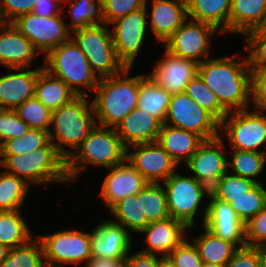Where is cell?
Returning <instances> with one entry per match:
<instances>
[{"instance_id": "6da1fadb", "label": "cell", "mask_w": 266, "mask_h": 267, "mask_svg": "<svg viewBox=\"0 0 266 267\" xmlns=\"http://www.w3.org/2000/svg\"><path fill=\"white\" fill-rule=\"evenodd\" d=\"M236 57H210L198 64L199 77L228 112L247 109L251 100L248 58L238 62Z\"/></svg>"}, {"instance_id": "7a4b0ae2", "label": "cell", "mask_w": 266, "mask_h": 267, "mask_svg": "<svg viewBox=\"0 0 266 267\" xmlns=\"http://www.w3.org/2000/svg\"><path fill=\"white\" fill-rule=\"evenodd\" d=\"M130 69L125 68L119 74L99 78L92 101L94 115L99 119L96 124L115 128L137 108L140 75L126 78Z\"/></svg>"}, {"instance_id": "3957f363", "label": "cell", "mask_w": 266, "mask_h": 267, "mask_svg": "<svg viewBox=\"0 0 266 267\" xmlns=\"http://www.w3.org/2000/svg\"><path fill=\"white\" fill-rule=\"evenodd\" d=\"M66 159V172L69 182L81 172L86 171L84 165L112 166L126 160L127 148L123 145L115 128L96 124L87 138Z\"/></svg>"}, {"instance_id": "277c9868", "label": "cell", "mask_w": 266, "mask_h": 267, "mask_svg": "<svg viewBox=\"0 0 266 267\" xmlns=\"http://www.w3.org/2000/svg\"><path fill=\"white\" fill-rule=\"evenodd\" d=\"M85 95H78L71 102L52 110L49 140L57 151L67 159L87 138L90 130L96 125L92 102L89 104ZM57 140V142H56ZM71 147L72 150L64 148Z\"/></svg>"}, {"instance_id": "5b68a950", "label": "cell", "mask_w": 266, "mask_h": 267, "mask_svg": "<svg viewBox=\"0 0 266 267\" xmlns=\"http://www.w3.org/2000/svg\"><path fill=\"white\" fill-rule=\"evenodd\" d=\"M2 166L8 169L5 172L23 178L28 184L70 183L66 159L50 141L25 155H2Z\"/></svg>"}, {"instance_id": "8992f818", "label": "cell", "mask_w": 266, "mask_h": 267, "mask_svg": "<svg viewBox=\"0 0 266 267\" xmlns=\"http://www.w3.org/2000/svg\"><path fill=\"white\" fill-rule=\"evenodd\" d=\"M45 62L47 64L43 69L61 79L77 95L87 96L88 93L75 85L85 87L94 93L99 78L91 70L86 55L71 38L51 50L45 56Z\"/></svg>"}, {"instance_id": "52a82bcc", "label": "cell", "mask_w": 266, "mask_h": 267, "mask_svg": "<svg viewBox=\"0 0 266 267\" xmlns=\"http://www.w3.org/2000/svg\"><path fill=\"white\" fill-rule=\"evenodd\" d=\"M106 24H98L73 31L71 39L86 55L91 70L98 78L110 77L119 74L124 65L118 60L111 30ZM97 72V73H96Z\"/></svg>"}, {"instance_id": "ba28073f", "label": "cell", "mask_w": 266, "mask_h": 267, "mask_svg": "<svg viewBox=\"0 0 266 267\" xmlns=\"http://www.w3.org/2000/svg\"><path fill=\"white\" fill-rule=\"evenodd\" d=\"M167 208L170 217L183 222L188 228L194 225V216L210 190L194 177L173 173L164 182Z\"/></svg>"}, {"instance_id": "9c48e42d", "label": "cell", "mask_w": 266, "mask_h": 267, "mask_svg": "<svg viewBox=\"0 0 266 267\" xmlns=\"http://www.w3.org/2000/svg\"><path fill=\"white\" fill-rule=\"evenodd\" d=\"M164 124L196 133L204 140L220 136V122L185 92L171 95Z\"/></svg>"}, {"instance_id": "30bf717a", "label": "cell", "mask_w": 266, "mask_h": 267, "mask_svg": "<svg viewBox=\"0 0 266 267\" xmlns=\"http://www.w3.org/2000/svg\"><path fill=\"white\" fill-rule=\"evenodd\" d=\"M37 237L43 246L46 267H62V263L78 266L91 258L90 232L71 229Z\"/></svg>"}, {"instance_id": "8fae6325", "label": "cell", "mask_w": 266, "mask_h": 267, "mask_svg": "<svg viewBox=\"0 0 266 267\" xmlns=\"http://www.w3.org/2000/svg\"><path fill=\"white\" fill-rule=\"evenodd\" d=\"M230 114V115H229ZM232 149L264 152L258 149L266 144V115L247 109L231 111L220 122Z\"/></svg>"}, {"instance_id": "7c38bea8", "label": "cell", "mask_w": 266, "mask_h": 267, "mask_svg": "<svg viewBox=\"0 0 266 267\" xmlns=\"http://www.w3.org/2000/svg\"><path fill=\"white\" fill-rule=\"evenodd\" d=\"M62 15L40 17L27 13L18 17L12 24L33 44L36 51L45 56L61 43L71 38Z\"/></svg>"}, {"instance_id": "4fadbf2b", "label": "cell", "mask_w": 266, "mask_h": 267, "mask_svg": "<svg viewBox=\"0 0 266 267\" xmlns=\"http://www.w3.org/2000/svg\"><path fill=\"white\" fill-rule=\"evenodd\" d=\"M147 0L144 8L112 21L111 33L118 60L125 68H132L133 62L144 43L147 30Z\"/></svg>"}, {"instance_id": "5bb4252c", "label": "cell", "mask_w": 266, "mask_h": 267, "mask_svg": "<svg viewBox=\"0 0 266 267\" xmlns=\"http://www.w3.org/2000/svg\"><path fill=\"white\" fill-rule=\"evenodd\" d=\"M217 31L216 27L205 22L186 21L164 42L165 49L199 64L209 58L210 38Z\"/></svg>"}, {"instance_id": "9a60e30c", "label": "cell", "mask_w": 266, "mask_h": 267, "mask_svg": "<svg viewBox=\"0 0 266 267\" xmlns=\"http://www.w3.org/2000/svg\"><path fill=\"white\" fill-rule=\"evenodd\" d=\"M223 137L220 135L214 139L204 140L185 164L195 174L192 177L209 190L229 171Z\"/></svg>"}, {"instance_id": "2e32d148", "label": "cell", "mask_w": 266, "mask_h": 267, "mask_svg": "<svg viewBox=\"0 0 266 267\" xmlns=\"http://www.w3.org/2000/svg\"><path fill=\"white\" fill-rule=\"evenodd\" d=\"M130 148L134 152L130 153ZM126 160L148 183H161V180L163 183L177 168V163L157 142L129 146Z\"/></svg>"}, {"instance_id": "e0dca14e", "label": "cell", "mask_w": 266, "mask_h": 267, "mask_svg": "<svg viewBox=\"0 0 266 267\" xmlns=\"http://www.w3.org/2000/svg\"><path fill=\"white\" fill-rule=\"evenodd\" d=\"M202 224L215 236L233 243L237 248L247 246L245 223L239 218L228 202L219 200L211 193Z\"/></svg>"}, {"instance_id": "ac0fdd59", "label": "cell", "mask_w": 266, "mask_h": 267, "mask_svg": "<svg viewBox=\"0 0 266 267\" xmlns=\"http://www.w3.org/2000/svg\"><path fill=\"white\" fill-rule=\"evenodd\" d=\"M148 76L171 95L185 92L187 84L198 75V63L181 58L165 49L163 59L157 60Z\"/></svg>"}, {"instance_id": "d6986e66", "label": "cell", "mask_w": 266, "mask_h": 267, "mask_svg": "<svg viewBox=\"0 0 266 267\" xmlns=\"http://www.w3.org/2000/svg\"><path fill=\"white\" fill-rule=\"evenodd\" d=\"M121 224L112 220L99 223L90 232L91 256L126 259L131 248V236Z\"/></svg>"}, {"instance_id": "ffe728a7", "label": "cell", "mask_w": 266, "mask_h": 267, "mask_svg": "<svg viewBox=\"0 0 266 267\" xmlns=\"http://www.w3.org/2000/svg\"><path fill=\"white\" fill-rule=\"evenodd\" d=\"M109 169L99 194L109 209L119 200L136 195L148 183L127 160Z\"/></svg>"}, {"instance_id": "44dd1931", "label": "cell", "mask_w": 266, "mask_h": 267, "mask_svg": "<svg viewBox=\"0 0 266 267\" xmlns=\"http://www.w3.org/2000/svg\"><path fill=\"white\" fill-rule=\"evenodd\" d=\"M188 227L181 221L169 217L162 221L148 223L139 233L146 236L147 248L144 254H163L168 256L186 238Z\"/></svg>"}, {"instance_id": "7402d4cb", "label": "cell", "mask_w": 266, "mask_h": 267, "mask_svg": "<svg viewBox=\"0 0 266 267\" xmlns=\"http://www.w3.org/2000/svg\"><path fill=\"white\" fill-rule=\"evenodd\" d=\"M0 31V64L9 69H30L31 61L39 54L30 40L12 23H2Z\"/></svg>"}, {"instance_id": "603a6c76", "label": "cell", "mask_w": 266, "mask_h": 267, "mask_svg": "<svg viewBox=\"0 0 266 267\" xmlns=\"http://www.w3.org/2000/svg\"><path fill=\"white\" fill-rule=\"evenodd\" d=\"M26 69L11 68L21 71L0 76V108L15 109L35 96L36 79L43 66L33 70Z\"/></svg>"}, {"instance_id": "cb8c5ba5", "label": "cell", "mask_w": 266, "mask_h": 267, "mask_svg": "<svg viewBox=\"0 0 266 267\" xmlns=\"http://www.w3.org/2000/svg\"><path fill=\"white\" fill-rule=\"evenodd\" d=\"M150 28L157 42H165L186 20V0H152Z\"/></svg>"}, {"instance_id": "d4e9b609", "label": "cell", "mask_w": 266, "mask_h": 267, "mask_svg": "<svg viewBox=\"0 0 266 267\" xmlns=\"http://www.w3.org/2000/svg\"><path fill=\"white\" fill-rule=\"evenodd\" d=\"M162 123L149 113L135 108L115 127L123 145L156 142Z\"/></svg>"}, {"instance_id": "484cf974", "label": "cell", "mask_w": 266, "mask_h": 267, "mask_svg": "<svg viewBox=\"0 0 266 267\" xmlns=\"http://www.w3.org/2000/svg\"><path fill=\"white\" fill-rule=\"evenodd\" d=\"M156 142L179 165L188 162L204 139L196 133L162 124Z\"/></svg>"}, {"instance_id": "4316f807", "label": "cell", "mask_w": 266, "mask_h": 267, "mask_svg": "<svg viewBox=\"0 0 266 267\" xmlns=\"http://www.w3.org/2000/svg\"><path fill=\"white\" fill-rule=\"evenodd\" d=\"M266 24V0H232L229 32L246 34Z\"/></svg>"}, {"instance_id": "83f0119b", "label": "cell", "mask_w": 266, "mask_h": 267, "mask_svg": "<svg viewBox=\"0 0 266 267\" xmlns=\"http://www.w3.org/2000/svg\"><path fill=\"white\" fill-rule=\"evenodd\" d=\"M232 0H186L187 14L191 20L205 22L229 33V16Z\"/></svg>"}, {"instance_id": "f1b7e54d", "label": "cell", "mask_w": 266, "mask_h": 267, "mask_svg": "<svg viewBox=\"0 0 266 267\" xmlns=\"http://www.w3.org/2000/svg\"><path fill=\"white\" fill-rule=\"evenodd\" d=\"M78 95L61 79L42 69L36 79L35 97L51 111L71 102Z\"/></svg>"}, {"instance_id": "f546056e", "label": "cell", "mask_w": 266, "mask_h": 267, "mask_svg": "<svg viewBox=\"0 0 266 267\" xmlns=\"http://www.w3.org/2000/svg\"><path fill=\"white\" fill-rule=\"evenodd\" d=\"M171 94L160 87L148 75H140L137 108L157 118L164 124Z\"/></svg>"}, {"instance_id": "4dcf8cb0", "label": "cell", "mask_w": 266, "mask_h": 267, "mask_svg": "<svg viewBox=\"0 0 266 267\" xmlns=\"http://www.w3.org/2000/svg\"><path fill=\"white\" fill-rule=\"evenodd\" d=\"M203 234L192 241L203 263L226 265L238 249L233 243L215 236L203 226Z\"/></svg>"}, {"instance_id": "1f68e13d", "label": "cell", "mask_w": 266, "mask_h": 267, "mask_svg": "<svg viewBox=\"0 0 266 267\" xmlns=\"http://www.w3.org/2000/svg\"><path fill=\"white\" fill-rule=\"evenodd\" d=\"M28 228L19 210L0 211V244L10 249L26 244L33 236Z\"/></svg>"}, {"instance_id": "d6a6232c", "label": "cell", "mask_w": 266, "mask_h": 267, "mask_svg": "<svg viewBox=\"0 0 266 267\" xmlns=\"http://www.w3.org/2000/svg\"><path fill=\"white\" fill-rule=\"evenodd\" d=\"M141 218L148 223L162 221L170 217L167 195L160 183H147L140 191Z\"/></svg>"}, {"instance_id": "836d02e7", "label": "cell", "mask_w": 266, "mask_h": 267, "mask_svg": "<svg viewBox=\"0 0 266 267\" xmlns=\"http://www.w3.org/2000/svg\"><path fill=\"white\" fill-rule=\"evenodd\" d=\"M67 4L72 19L67 27L70 32L105 23L102 0H73Z\"/></svg>"}, {"instance_id": "e575fe53", "label": "cell", "mask_w": 266, "mask_h": 267, "mask_svg": "<svg viewBox=\"0 0 266 267\" xmlns=\"http://www.w3.org/2000/svg\"><path fill=\"white\" fill-rule=\"evenodd\" d=\"M262 183H257L249 191L238 197H216L219 200L228 202L239 218L248 222L266 207V190Z\"/></svg>"}, {"instance_id": "d590c367", "label": "cell", "mask_w": 266, "mask_h": 267, "mask_svg": "<svg viewBox=\"0 0 266 267\" xmlns=\"http://www.w3.org/2000/svg\"><path fill=\"white\" fill-rule=\"evenodd\" d=\"M29 184L5 171L0 173V211H14L24 203Z\"/></svg>"}, {"instance_id": "8d00e7d4", "label": "cell", "mask_w": 266, "mask_h": 267, "mask_svg": "<svg viewBox=\"0 0 266 267\" xmlns=\"http://www.w3.org/2000/svg\"><path fill=\"white\" fill-rule=\"evenodd\" d=\"M30 240L24 245L9 249L0 267H46L41 241Z\"/></svg>"}, {"instance_id": "74e56055", "label": "cell", "mask_w": 266, "mask_h": 267, "mask_svg": "<svg viewBox=\"0 0 266 267\" xmlns=\"http://www.w3.org/2000/svg\"><path fill=\"white\" fill-rule=\"evenodd\" d=\"M110 212L118 219L115 223L135 232H140L148 224L146 218H141L140 191L119 200L110 208Z\"/></svg>"}, {"instance_id": "f35d334b", "label": "cell", "mask_w": 266, "mask_h": 267, "mask_svg": "<svg viewBox=\"0 0 266 267\" xmlns=\"http://www.w3.org/2000/svg\"><path fill=\"white\" fill-rule=\"evenodd\" d=\"M265 162V152L233 149L232 162L228 161V167L232 166L233 172L231 174L260 183L259 180L253 178L262 173Z\"/></svg>"}, {"instance_id": "ab89813d", "label": "cell", "mask_w": 266, "mask_h": 267, "mask_svg": "<svg viewBox=\"0 0 266 267\" xmlns=\"http://www.w3.org/2000/svg\"><path fill=\"white\" fill-rule=\"evenodd\" d=\"M185 93L200 107L206 109L219 122L229 113L218 101L216 95L204 84L199 75L195 76L186 86Z\"/></svg>"}, {"instance_id": "60d3db41", "label": "cell", "mask_w": 266, "mask_h": 267, "mask_svg": "<svg viewBox=\"0 0 266 267\" xmlns=\"http://www.w3.org/2000/svg\"><path fill=\"white\" fill-rule=\"evenodd\" d=\"M49 141L48 131L30 129L19 138L5 141L2 144V155H25L44 147Z\"/></svg>"}, {"instance_id": "b9f144b4", "label": "cell", "mask_w": 266, "mask_h": 267, "mask_svg": "<svg viewBox=\"0 0 266 267\" xmlns=\"http://www.w3.org/2000/svg\"><path fill=\"white\" fill-rule=\"evenodd\" d=\"M30 129L50 130L51 110L44 106L35 96L14 109Z\"/></svg>"}, {"instance_id": "7bdbcfd3", "label": "cell", "mask_w": 266, "mask_h": 267, "mask_svg": "<svg viewBox=\"0 0 266 267\" xmlns=\"http://www.w3.org/2000/svg\"><path fill=\"white\" fill-rule=\"evenodd\" d=\"M257 183L244 177L230 174L228 171L210 189L214 197H238L249 191Z\"/></svg>"}, {"instance_id": "ee69618b", "label": "cell", "mask_w": 266, "mask_h": 267, "mask_svg": "<svg viewBox=\"0 0 266 267\" xmlns=\"http://www.w3.org/2000/svg\"><path fill=\"white\" fill-rule=\"evenodd\" d=\"M250 68H266V31L253 29L245 34Z\"/></svg>"}, {"instance_id": "f6af8a7d", "label": "cell", "mask_w": 266, "mask_h": 267, "mask_svg": "<svg viewBox=\"0 0 266 267\" xmlns=\"http://www.w3.org/2000/svg\"><path fill=\"white\" fill-rule=\"evenodd\" d=\"M30 130V127L15 113L14 109H0V143L19 138Z\"/></svg>"}, {"instance_id": "bcb514c9", "label": "cell", "mask_w": 266, "mask_h": 267, "mask_svg": "<svg viewBox=\"0 0 266 267\" xmlns=\"http://www.w3.org/2000/svg\"><path fill=\"white\" fill-rule=\"evenodd\" d=\"M105 24L110 25L117 18L144 8L146 0H102Z\"/></svg>"}, {"instance_id": "7dc6e473", "label": "cell", "mask_w": 266, "mask_h": 267, "mask_svg": "<svg viewBox=\"0 0 266 267\" xmlns=\"http://www.w3.org/2000/svg\"><path fill=\"white\" fill-rule=\"evenodd\" d=\"M246 244L249 247L266 245V207L245 223Z\"/></svg>"}, {"instance_id": "c3c4849f", "label": "cell", "mask_w": 266, "mask_h": 267, "mask_svg": "<svg viewBox=\"0 0 266 267\" xmlns=\"http://www.w3.org/2000/svg\"><path fill=\"white\" fill-rule=\"evenodd\" d=\"M168 257L177 267H202L203 264L197 247L186 239Z\"/></svg>"}, {"instance_id": "681fc988", "label": "cell", "mask_w": 266, "mask_h": 267, "mask_svg": "<svg viewBox=\"0 0 266 267\" xmlns=\"http://www.w3.org/2000/svg\"><path fill=\"white\" fill-rule=\"evenodd\" d=\"M250 99L255 111L266 110V68H251Z\"/></svg>"}, {"instance_id": "f907efd6", "label": "cell", "mask_w": 266, "mask_h": 267, "mask_svg": "<svg viewBox=\"0 0 266 267\" xmlns=\"http://www.w3.org/2000/svg\"><path fill=\"white\" fill-rule=\"evenodd\" d=\"M35 1L36 0H2L0 3L1 22L12 23L20 16L32 13Z\"/></svg>"}, {"instance_id": "816d5d0a", "label": "cell", "mask_w": 266, "mask_h": 267, "mask_svg": "<svg viewBox=\"0 0 266 267\" xmlns=\"http://www.w3.org/2000/svg\"><path fill=\"white\" fill-rule=\"evenodd\" d=\"M225 267H262L259 248L249 246L238 248Z\"/></svg>"}, {"instance_id": "f5cc1de1", "label": "cell", "mask_w": 266, "mask_h": 267, "mask_svg": "<svg viewBox=\"0 0 266 267\" xmlns=\"http://www.w3.org/2000/svg\"><path fill=\"white\" fill-rule=\"evenodd\" d=\"M59 0H36L32 13L40 17H52L61 15L62 7L59 6Z\"/></svg>"}, {"instance_id": "db71d44e", "label": "cell", "mask_w": 266, "mask_h": 267, "mask_svg": "<svg viewBox=\"0 0 266 267\" xmlns=\"http://www.w3.org/2000/svg\"><path fill=\"white\" fill-rule=\"evenodd\" d=\"M125 267H158L157 254H144L138 252L132 256H127Z\"/></svg>"}, {"instance_id": "11a10c76", "label": "cell", "mask_w": 266, "mask_h": 267, "mask_svg": "<svg viewBox=\"0 0 266 267\" xmlns=\"http://www.w3.org/2000/svg\"><path fill=\"white\" fill-rule=\"evenodd\" d=\"M125 260L91 256L85 267H125Z\"/></svg>"}, {"instance_id": "9f6ffc18", "label": "cell", "mask_w": 266, "mask_h": 267, "mask_svg": "<svg viewBox=\"0 0 266 267\" xmlns=\"http://www.w3.org/2000/svg\"><path fill=\"white\" fill-rule=\"evenodd\" d=\"M160 256L158 257V267H177L168 256Z\"/></svg>"}, {"instance_id": "6f0895ef", "label": "cell", "mask_w": 266, "mask_h": 267, "mask_svg": "<svg viewBox=\"0 0 266 267\" xmlns=\"http://www.w3.org/2000/svg\"><path fill=\"white\" fill-rule=\"evenodd\" d=\"M9 249L6 245L0 244V264L7 257Z\"/></svg>"}, {"instance_id": "680465c9", "label": "cell", "mask_w": 266, "mask_h": 267, "mask_svg": "<svg viewBox=\"0 0 266 267\" xmlns=\"http://www.w3.org/2000/svg\"><path fill=\"white\" fill-rule=\"evenodd\" d=\"M262 267H266V245L259 247Z\"/></svg>"}, {"instance_id": "91938a15", "label": "cell", "mask_w": 266, "mask_h": 267, "mask_svg": "<svg viewBox=\"0 0 266 267\" xmlns=\"http://www.w3.org/2000/svg\"><path fill=\"white\" fill-rule=\"evenodd\" d=\"M202 267H225V265L214 264V263H203Z\"/></svg>"}, {"instance_id": "94428289", "label": "cell", "mask_w": 266, "mask_h": 267, "mask_svg": "<svg viewBox=\"0 0 266 267\" xmlns=\"http://www.w3.org/2000/svg\"><path fill=\"white\" fill-rule=\"evenodd\" d=\"M2 144L0 143V166H2Z\"/></svg>"}, {"instance_id": "6125c7cd", "label": "cell", "mask_w": 266, "mask_h": 267, "mask_svg": "<svg viewBox=\"0 0 266 267\" xmlns=\"http://www.w3.org/2000/svg\"><path fill=\"white\" fill-rule=\"evenodd\" d=\"M59 2L63 3V2H72V0H59Z\"/></svg>"}]
</instances>
